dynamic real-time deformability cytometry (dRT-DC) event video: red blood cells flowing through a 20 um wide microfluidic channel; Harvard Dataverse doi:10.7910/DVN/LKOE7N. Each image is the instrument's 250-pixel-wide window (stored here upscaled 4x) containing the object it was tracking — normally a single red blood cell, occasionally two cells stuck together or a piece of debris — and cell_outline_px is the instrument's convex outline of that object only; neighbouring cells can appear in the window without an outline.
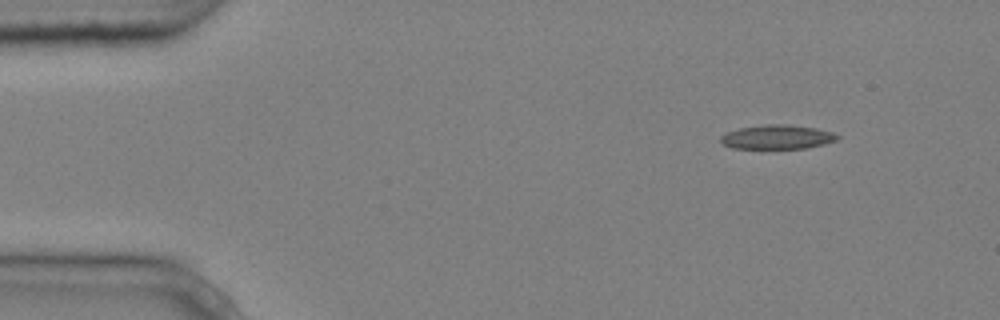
{"species": "common noctule bat (a hibernating species)", "species_latin": "Nyctalus noctula", "temperature_condition": "cold", "stored_images_in_passage": 9, "camera_frame_rate_fps": 3000, "um_per_image_px": 0.085, "animal": {"sex": "male", "body_mass_g": 20.4}, "frame": {"image": 1, "passage_image": 1, "time_ms": 0.0, "image_size_px": [1000, 320], "cell_outline_px": [[840, 136], [836, 140], [824, 144], [808, 148], [732, 148], [724, 144], [720, 140], [720, 136], [728, 132], [740, 128], [764, 124], [788, 124], [816, 128], [832, 132]], "centroid_in_image_um": [66.08, 11.64], "position_along_channel_um": 18.9, "area_um2": 16.36}}
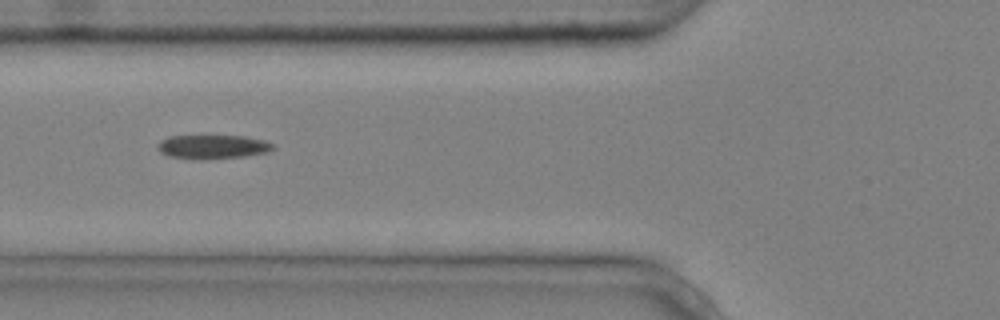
{"frame": {"image": 2, "passage_image": 4, "time_ms": 1.0, "image_size_px": [1000, 320], "cell_outline_px": [[276, 148], [268, 152], [244, 156], [200, 160], [192, 160], [168, 156], [160, 152], [160, 140], [168, 136], [244, 136], [264, 140], [276, 144]], "centroid_in_image_um": [18.12, 12.49], "position_along_channel_um": 107.7, "area_um2": 16.24}}
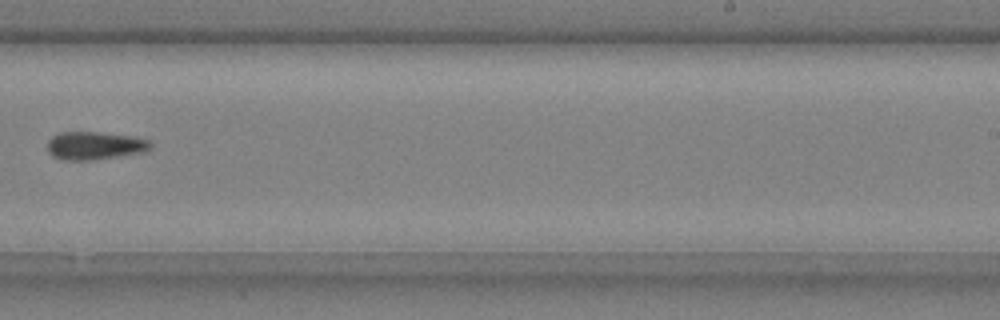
{"frame": {"image": 3, "passage_image": 8, "time_ms": 2.333, "image_size_px": [1000, 320], "cell_outline_px": [[152, 148], [144, 152], [92, 160], [64, 160], [52, 156], [48, 152], [48, 140], [52, 136], [60, 132], [100, 132], [136, 136], [148, 140], [152, 144]], "centroid_in_image_um": [8.07, 12.37], "position_along_channel_um": 280.9, "area_um2": 16.99}}